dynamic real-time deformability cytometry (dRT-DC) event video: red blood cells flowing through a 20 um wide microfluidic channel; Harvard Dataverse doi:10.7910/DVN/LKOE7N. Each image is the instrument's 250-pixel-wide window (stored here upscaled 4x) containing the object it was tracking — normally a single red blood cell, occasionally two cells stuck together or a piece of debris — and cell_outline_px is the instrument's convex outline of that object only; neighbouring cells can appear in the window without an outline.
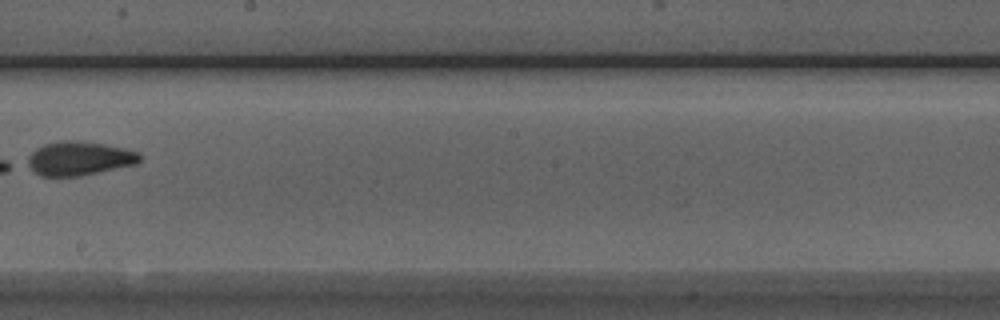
{"species": "Egyptian fruit bat (a non-hibernating species)", "species_latin": "Rousettus aegyptiacus", "temperature_condition": "room temperature", "stored_images_in_passage": 8, "camera_frame_rate_fps": 3000, "um_per_image_px": 0.085, "animal": {"sex": "male"}, "frame": {"image": 1, "passage_image": 7, "time_ms": 8.0, "image_size_px": [1000, 320], "cell_outline_px": [[140, 160], [136, 164], [80, 176], [40, 176], [24, 164], [28, 156], [36, 148], [44, 144], [60, 140], [76, 140], [104, 144], [124, 148], [136, 152], [140, 156]], "centroid_in_image_um": [6.66, 13.46], "position_along_channel_um": 241.5, "area_um2": 22.25}}
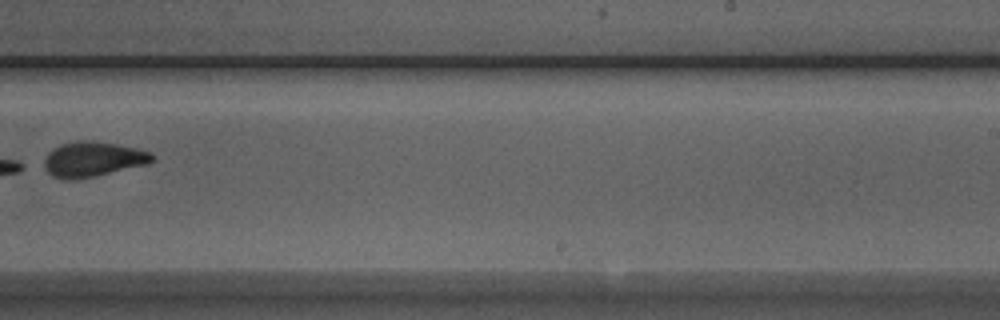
{"frame": {"image": 2, "passage_image": 8, "time_ms": 9.0, "image_size_px": [1000, 320], "cell_outline_px": [[152, 160], [148, 164], [92, 176], [64, 180], [52, 176], [40, 168], [48, 152], [52, 148], [60, 144], [80, 140], [88, 140], [116, 144], [136, 148], [148, 152], [152, 156]], "centroid_in_image_um": [7.78, 13.53], "position_along_channel_um": 281.2, "area_um2": 21.91}}